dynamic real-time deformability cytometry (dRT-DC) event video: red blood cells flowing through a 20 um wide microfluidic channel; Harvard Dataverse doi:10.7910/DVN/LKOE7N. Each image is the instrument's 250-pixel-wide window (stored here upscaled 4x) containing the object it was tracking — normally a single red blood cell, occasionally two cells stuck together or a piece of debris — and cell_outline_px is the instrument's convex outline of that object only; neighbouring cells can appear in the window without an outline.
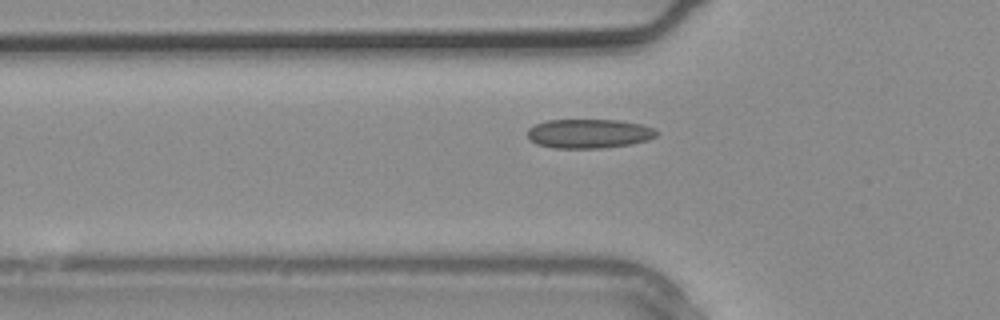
{"species": "common noctule bat (a hibernating species)", "species_latin": "Nyctalus noctula", "temperature_condition": "warm", "stored_images_in_passage": 4, "camera_frame_rate_fps": 3000, "um_per_image_px": 0.085, "animal": {"sex": "male", "body_mass_g": 20.4}, "frame": {"image": 1, "passage_image": 4, "time_ms": 1.0, "image_size_px": [1000, 320], "cell_outline_px": [[660, 132], [656, 136], [648, 140], [632, 144], [604, 148], [556, 148], [536, 144], [528, 136], [528, 128], [536, 124], [548, 120], [620, 120], [640, 124], [656, 128]], "centroid_in_image_um": [50.12, 11.36], "position_along_channel_um": 75.7, "area_um2": 22.08}}